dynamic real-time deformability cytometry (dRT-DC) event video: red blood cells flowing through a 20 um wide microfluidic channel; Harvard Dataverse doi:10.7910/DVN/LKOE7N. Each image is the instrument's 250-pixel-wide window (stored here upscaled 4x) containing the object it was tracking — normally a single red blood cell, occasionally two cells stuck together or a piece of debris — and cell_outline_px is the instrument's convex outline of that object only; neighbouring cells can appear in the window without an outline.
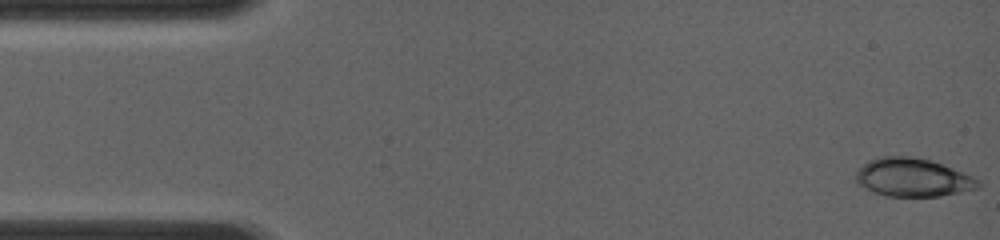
{"species": "common noctule bat (a hibernating species)", "species_latin": "Nyctalus noctula", "temperature_condition": "room temperature", "stored_images_in_passage": 11, "camera_frame_rate_fps": 4000, "um_per_image_px": 0.085, "animal": {"sex": "female", "body_mass_g": 19.0, "forearm_length_mm": 56.7}, "frame": {"image": 1, "passage_image": 1, "time_ms": 0.0, "image_size_px": [1000, 240], "cell_outline_px": [[980, 188], [940, 196], [888, 196], [864, 188], [856, 180], [856, 172], [868, 160], [880, 156], [912, 156], [928, 160], [952, 168], [972, 176], [980, 184]], "centroid_in_image_um": [77.57, 15.08], "position_along_channel_um": 7.4, "area_um2": 26.93}}
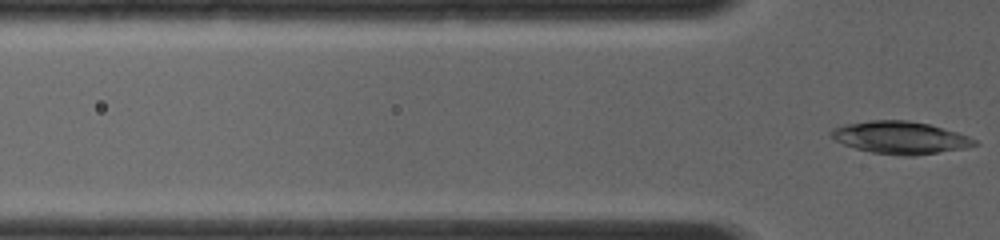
{"frame": {"image": 2, "passage_image": 11, "time_ms": 3.5, "image_size_px": [1000, 240], "cell_outline_px": [[980, 144], [964, 148], [916, 156], [904, 156], [872, 152], [856, 148], [844, 144], [828, 136], [832, 128], [844, 124], [872, 120], [908, 120], [928, 124], [956, 132], [968, 136], [976, 140]], "centroid_in_image_um": [76.51, 11.7], "position_along_channel_um": 49.3, "area_um2": 27.05}}